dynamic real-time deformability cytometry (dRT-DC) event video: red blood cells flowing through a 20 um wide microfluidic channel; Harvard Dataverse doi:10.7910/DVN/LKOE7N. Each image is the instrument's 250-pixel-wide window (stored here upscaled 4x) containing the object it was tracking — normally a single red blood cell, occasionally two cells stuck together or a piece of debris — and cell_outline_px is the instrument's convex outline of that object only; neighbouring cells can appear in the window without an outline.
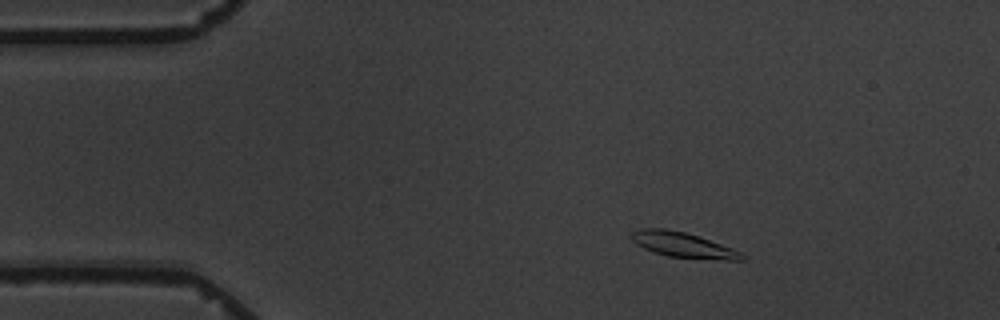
{"species": "common noctule bat (a hibernating species)", "species_latin": "Nyctalus noctula", "temperature_condition": "warm", "stored_images_in_passage": 5, "camera_frame_rate_fps": 3000, "um_per_image_px": 0.085, "animal": {"sex": "male", "body_mass_g": 19.5, "forearm_length_mm": 54.6}, "frame": {"image": 1, "passage_image": 3, "time_ms": 2.333, "image_size_px": [1000, 320], "cell_outline_px": [[748, 256], [744, 260], [728, 260], [668, 256], [652, 252], [636, 244], [628, 236], [632, 232], [640, 228], [664, 228], [684, 232], [732, 248]], "centroid_in_image_um": [58.02, 20.81], "position_along_channel_um": 27.0, "area_um2": 16.07}}